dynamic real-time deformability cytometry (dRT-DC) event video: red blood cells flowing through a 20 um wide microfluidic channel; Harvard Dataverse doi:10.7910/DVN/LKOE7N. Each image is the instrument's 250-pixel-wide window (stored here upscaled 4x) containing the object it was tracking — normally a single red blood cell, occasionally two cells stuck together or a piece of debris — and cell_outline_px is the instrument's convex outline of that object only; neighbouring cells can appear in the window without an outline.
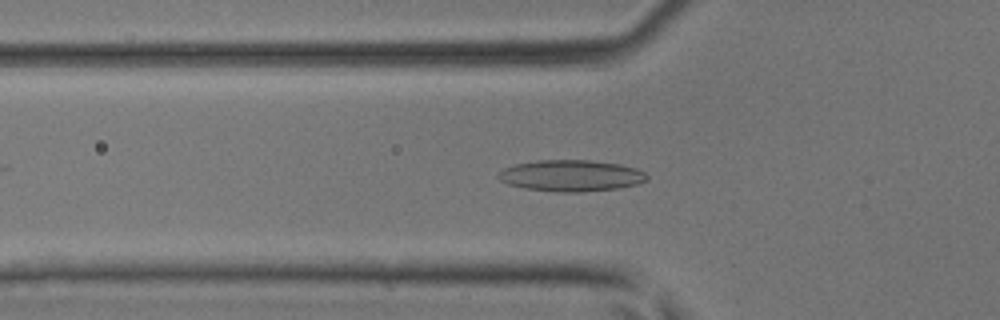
{"species": "common noctule bat (a hibernating species)", "species_latin": "Nyctalus noctula", "temperature_condition": "room temperature", "stored_images_in_passage": 32, "camera_frame_rate_fps": 3000, "um_per_image_px": 0.085, "animal": {"sex": "male", "body_mass_g": 17.9, "forearm_length_mm": 54.2}, "frame": {"image": 1, "passage_image": 6, "time_ms": 1.667, "image_size_px": [1000, 320], "cell_outline_px": [[648, 180], [636, 184], [616, 188], [580, 192], [560, 192], [524, 188], [508, 184], [500, 180], [496, 176], [504, 168], [516, 164], [536, 160], [592, 160], [620, 164], [636, 168], [644, 172], [648, 176]], "centroid_in_image_um": [48.54, 14.92], "position_along_channel_um": 77.3, "area_um2": 27.11}}
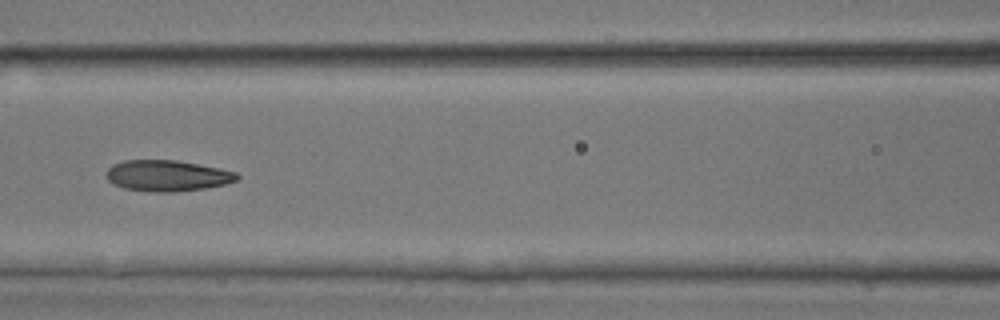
{"frame": {"image": 2, "passage_image": 11, "time_ms": 3.333, "image_size_px": [1000, 320], "cell_outline_px": [[240, 176], [236, 180], [224, 184], [204, 188], [176, 192], [148, 192], [124, 188], [112, 184], [108, 180], [108, 168], [112, 164], [124, 160], [176, 160], [236, 172]], "centroid_in_image_um": [14.17, 14.94], "position_along_channel_um": 152.4, "area_um2": 23.47}}
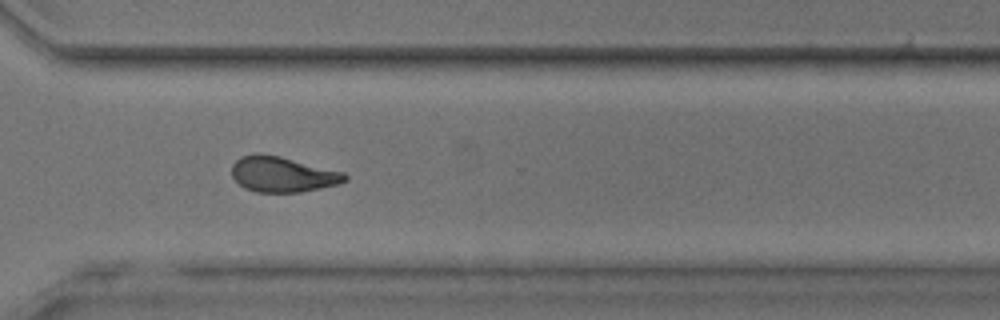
{"frame": {"image": 3, "passage_image": 24, "time_ms": 7.667, "image_size_px": [1000, 320], "cell_outline_px": [[348, 180], [340, 184], [300, 192], [256, 192], [244, 188], [232, 176], [232, 164], [240, 156], [256, 152], [260, 152], [280, 156], [344, 172], [348, 176]], "centroid_in_image_um": [24.01, 14.8], "position_along_channel_um": 346.6, "area_um2": 23.58}}